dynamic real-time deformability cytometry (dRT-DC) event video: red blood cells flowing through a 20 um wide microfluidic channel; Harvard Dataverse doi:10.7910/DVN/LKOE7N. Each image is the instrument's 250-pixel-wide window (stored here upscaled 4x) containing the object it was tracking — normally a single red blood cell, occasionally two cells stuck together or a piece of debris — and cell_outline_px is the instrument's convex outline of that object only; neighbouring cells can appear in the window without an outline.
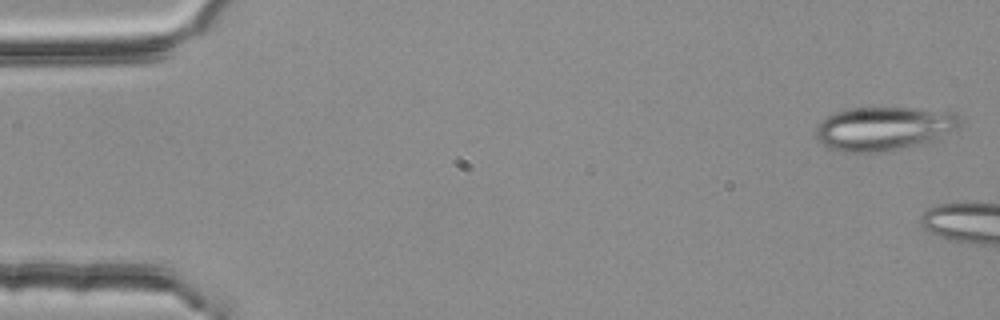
{"species": "common noctule bat (a hibernating species)", "species_latin": "Nyctalus noctula", "temperature_condition": "room temperature", "stored_images_in_passage": 2, "camera_frame_rate_fps": 3000, "um_per_image_px": 0.085, "animal": {"sex": "female", "body_mass_g": 25.1}, "frame": {"image": 1, "passage_image": 1, "time_ms": 0.0, "image_size_px": [1000, 320], "cell_outline_px": [[964, 120], [956, 128], [932, 140], [920, 144], [884, 152], [840, 152], [828, 148], [816, 140], [816, 124], [824, 116], [836, 112], [852, 108], [912, 108], [956, 112]], "centroid_in_image_um": [75.07, 10.92], "position_along_channel_um": 9.9, "area_um2": 36.99}}